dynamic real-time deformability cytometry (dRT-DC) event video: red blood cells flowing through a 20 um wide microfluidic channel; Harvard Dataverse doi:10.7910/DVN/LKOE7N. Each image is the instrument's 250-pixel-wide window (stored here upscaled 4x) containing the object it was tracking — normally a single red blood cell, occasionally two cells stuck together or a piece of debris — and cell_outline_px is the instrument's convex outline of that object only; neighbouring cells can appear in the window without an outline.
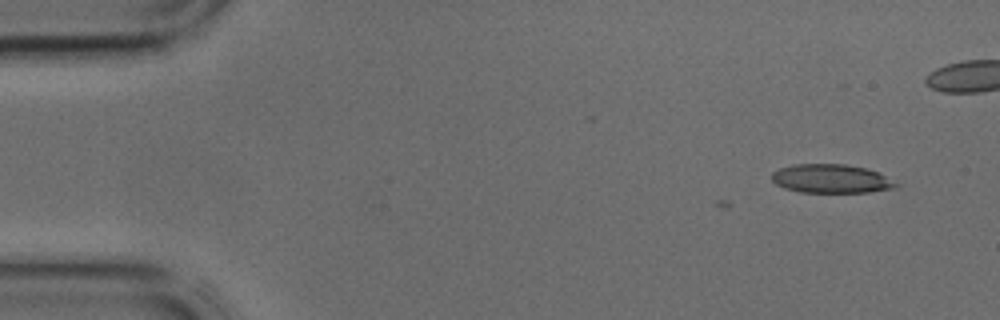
{"species": "common noctule bat (a hibernating species)", "species_latin": "Nyctalus noctula", "temperature_condition": "cold", "stored_images_in_passage": 3, "camera_frame_rate_fps": 3000, "um_per_image_px": 0.085, "animal": {"sex": "male", "body_mass_g": 17.9, "forearm_length_mm": 54.2}, "frame": {"image": 1, "passage_image": 3, "time_ms": 0.667, "image_size_px": [1000, 320], "cell_outline_px": [[904, 184], [896, 188], [868, 192], [800, 192], [784, 188], [776, 184], [772, 180], [772, 172], [780, 168], [796, 164], [844, 164], [864, 168], [876, 172]], "centroid_in_image_um": [70.69, 15.2], "position_along_channel_um": 14.3, "area_um2": 20.87}}